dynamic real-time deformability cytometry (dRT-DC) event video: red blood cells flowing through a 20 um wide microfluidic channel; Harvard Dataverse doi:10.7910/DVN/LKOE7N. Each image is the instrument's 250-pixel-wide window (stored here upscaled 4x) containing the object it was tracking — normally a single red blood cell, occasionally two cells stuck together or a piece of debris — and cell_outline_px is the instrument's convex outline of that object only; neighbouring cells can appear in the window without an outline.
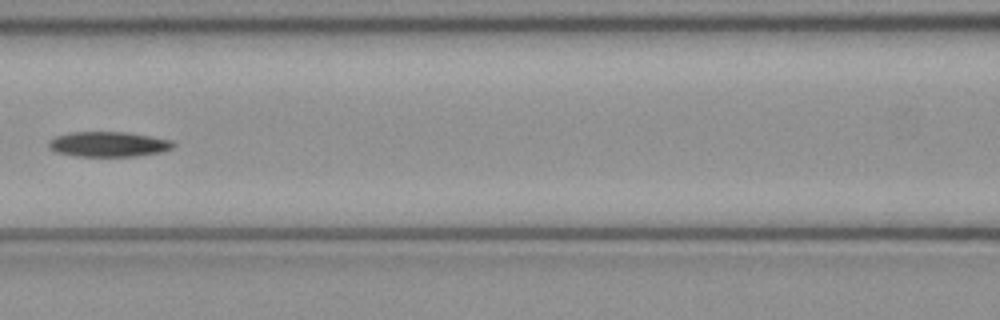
{"species": "common noctule bat (a hibernating species)", "species_latin": "Nyctalus noctula", "temperature_condition": "cold", "stored_images_in_passage": 6, "segment_of_instrument_passage": [1, 2], "camera_frame_rate_fps": 3000, "um_per_image_px": 0.085, "animal": {"sex": "female", "body_mass_g": 21.9}, "frame": {"image": 1, "passage_image": 5, "time_ms": 1.333, "image_size_px": [1000, 320], "cell_outline_px": [[176, 144], [172, 148], [160, 152], [136, 156], [76, 156], [56, 152], [48, 148], [48, 140], [56, 136], [68, 132], [128, 132], [152, 136], [172, 140]], "centroid_in_image_um": [9.2, 12.25], "position_along_channel_um": 157.4, "area_um2": 18.38}}